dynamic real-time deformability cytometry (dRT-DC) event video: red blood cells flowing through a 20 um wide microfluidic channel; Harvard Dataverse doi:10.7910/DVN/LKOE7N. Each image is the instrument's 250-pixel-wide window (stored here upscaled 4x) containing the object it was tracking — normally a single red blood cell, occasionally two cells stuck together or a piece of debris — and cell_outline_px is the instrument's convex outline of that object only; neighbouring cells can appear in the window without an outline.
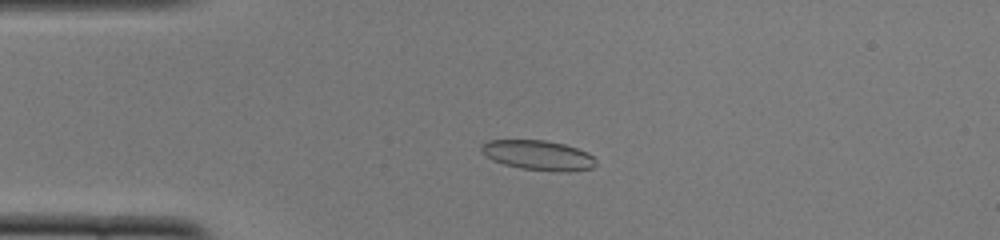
{"species": "common noctule bat (a hibernating species)", "species_latin": "Nyctalus noctula", "temperature_condition": "cold", "stored_images_in_passage": 53, "camera_frame_rate_fps": 3000, "um_per_image_px": 0.085, "animal": {"sex": "female", "body_mass_g": 22.0, "forearm_length_mm": 56.7}, "frame": {"image": 1, "passage_image": 13, "time_ms": 4.0, "image_size_px": [1000, 240], "cell_outline_px": [[596, 164], [592, 168], [568, 172], [560, 172], [520, 168], [504, 164], [492, 160], [480, 152], [480, 144], [488, 140], [544, 140], [564, 144], [588, 152], [596, 160]], "centroid_in_image_um": [45.72, 13.19], "position_along_channel_um": 39.3, "area_um2": 20.06}}
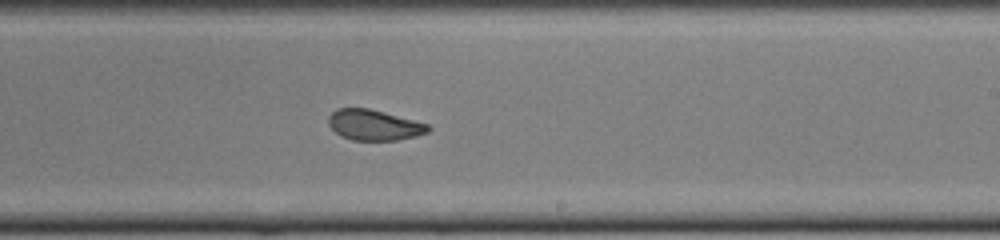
{"frame": {"image": 2, "passage_image": 32, "time_ms": 10.333, "image_size_px": [1000, 240], "cell_outline_px": [[432, 128], [428, 132], [416, 136], [396, 140], [352, 140], [340, 136], [328, 124], [328, 116], [336, 108], [368, 108], [384, 112], [428, 124]], "centroid_in_image_um": [31.78, 10.62], "position_along_channel_um": 257.2, "area_um2": 17.74}}
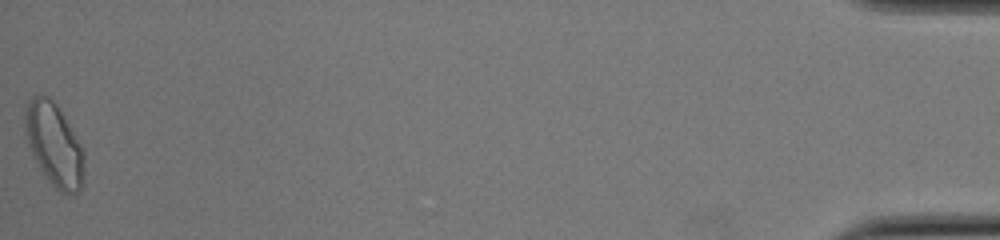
{"frame": {"image": 3, "passage_image": 53, "time_ms": 17.333, "image_size_px": [1000, 240], "cell_outline_px": [[84, 184], [76, 192], [60, 192], [48, 180], [32, 156], [24, 132], [24, 108], [28, 100], [32, 96], [48, 96], [56, 104], [84, 152]], "centroid_in_image_um": [4.57, 12.29], "position_along_channel_um": 430.6, "area_um2": 28.32}, "authors_computed_cell_mechanics": {"area_um2": 19.4208, "velocity_mm_per_s": 3.8552, "shape_relaxation_time_tau1_ms": null, "shape_relaxation_time_tau2_ms": 1.2142, "deformation_change_tau1": null, "deformation_change_tau2": 0.0672}}